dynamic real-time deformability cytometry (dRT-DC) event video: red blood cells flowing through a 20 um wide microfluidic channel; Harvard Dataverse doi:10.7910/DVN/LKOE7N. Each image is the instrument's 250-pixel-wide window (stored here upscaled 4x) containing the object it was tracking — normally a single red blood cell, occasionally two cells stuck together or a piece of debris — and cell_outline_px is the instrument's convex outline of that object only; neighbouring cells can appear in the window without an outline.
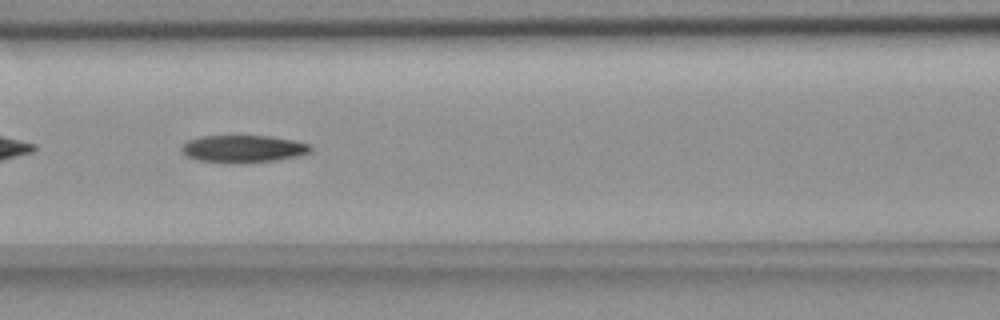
{"species": "common noctule bat (a hibernating species)", "species_latin": "Nyctalus noctula", "temperature_condition": "room temperature", "stored_images_in_passage": 39, "camera_frame_rate_fps": 3000, "um_per_image_px": 0.085, "animal": {"sex": "female", "body_mass_g": 18.4}, "frame": {"image": 1, "passage_image": 8, "time_ms": 2.333, "image_size_px": [1000, 320], "cell_outline_px": [[312, 152], [300, 156], [276, 160], [244, 164], [232, 164], [196, 160], [188, 156], [180, 148], [188, 140], [204, 136], [268, 136], [292, 140], [312, 144]], "centroid_in_image_um": [20.72, 12.67], "position_along_channel_um": 145.9, "area_um2": 20.87}}
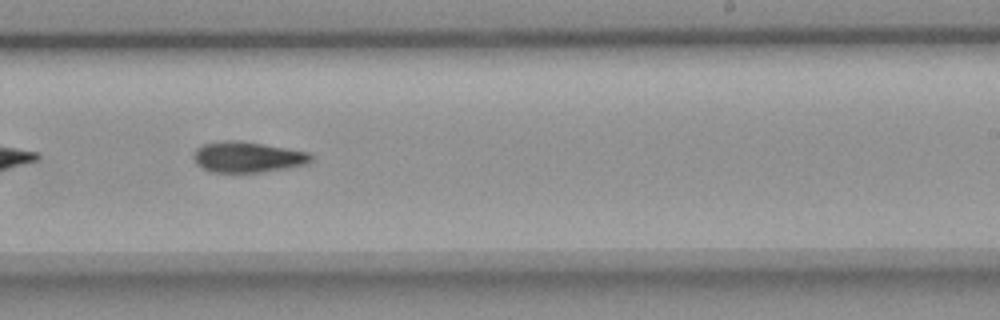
{"frame": {"image": 2, "passage_image": 18, "time_ms": 5.667, "image_size_px": [1000, 320], "cell_outline_px": [[312, 160], [308, 164], [288, 168], [260, 172], [212, 172], [196, 164], [192, 156], [196, 148], [204, 144], [228, 140], [232, 140], [260, 144], [308, 152], [312, 156]], "centroid_in_image_um": [21.03, 13.36], "position_along_channel_um": 268.0, "area_um2": 20.75}}
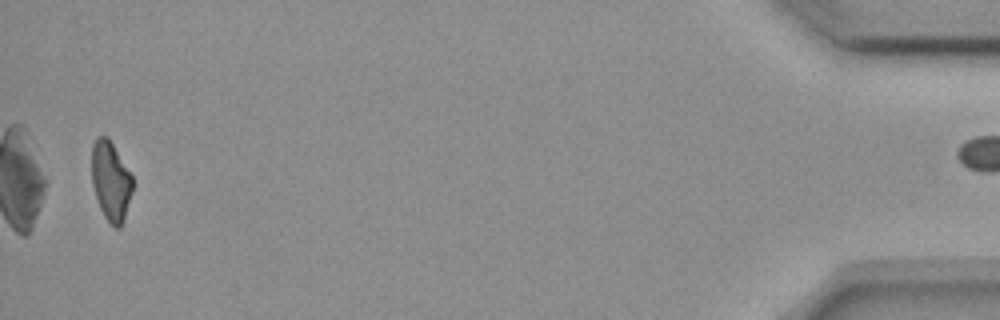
{"frame": {"image": 3, "passage_image": 38, "time_ms": 12.333, "image_size_px": [1000, 320], "cell_outline_px": [[132, 192], [124, 220], [120, 228], [116, 228], [104, 216], [100, 208], [92, 184], [92, 144], [96, 136], [108, 136], [132, 176]], "centroid_in_image_um": [9.41, 15.37], "position_along_channel_um": 425.8, "area_um2": 18.79}}